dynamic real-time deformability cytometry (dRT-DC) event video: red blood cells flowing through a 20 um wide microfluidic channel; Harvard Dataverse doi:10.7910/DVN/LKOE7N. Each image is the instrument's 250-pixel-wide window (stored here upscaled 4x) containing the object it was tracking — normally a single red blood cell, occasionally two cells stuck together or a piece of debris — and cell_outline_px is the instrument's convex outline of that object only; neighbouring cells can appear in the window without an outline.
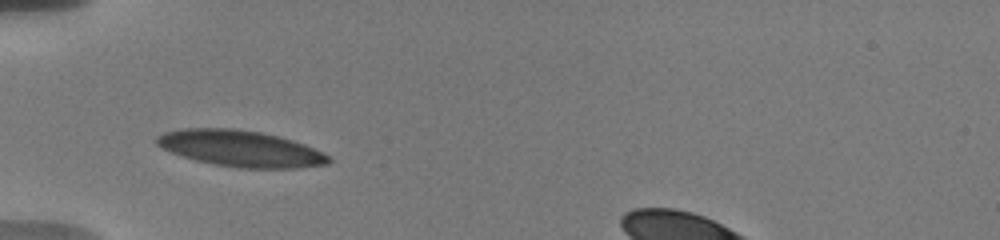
{"species": "human", "species_latin": "Homo sapiens", "temperature_condition": "warm", "stored_images_in_passage": 19, "camera_frame_rate_fps": 3000, "um_per_image_px": 0.085, "donor": {"sex": "male"}, "frame": {"image": 1, "passage_image": 1, "time_ms": 0.0, "image_size_px": [1000, 240], "cell_outline_px": [[332, 160], [328, 164], [300, 168], [240, 168], [216, 164], [196, 160], [160, 148], [156, 144], [156, 136], [164, 132], [184, 128], [236, 128], [260, 132], [292, 140], [304, 144], [332, 156]], "centroid_in_image_um": [20.47, 12.62], "position_along_channel_um": 64.5, "area_um2": 36.3}}
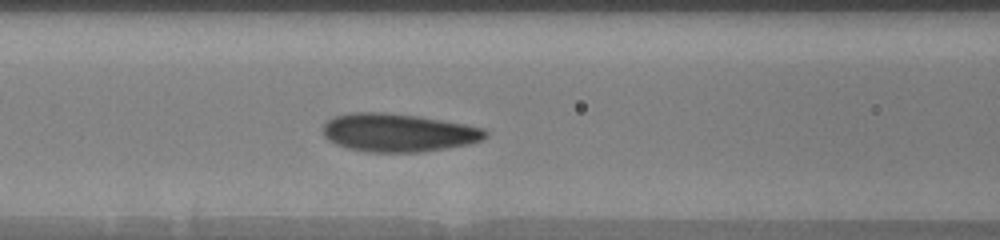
{"frame": {"image": 2, "passage_image": 11, "time_ms": 2.0, "image_size_px": [1000, 240], "cell_outline_px": [[488, 136], [484, 140], [468, 144], [424, 152], [368, 152], [348, 148], [336, 144], [328, 140], [324, 136], [324, 124], [332, 116], [348, 112], [388, 112], [420, 116], [464, 124], [484, 128], [488, 132]], "centroid_in_image_um": [33.86, 11.27], "position_along_channel_um": 132.7, "area_um2": 36.53}}
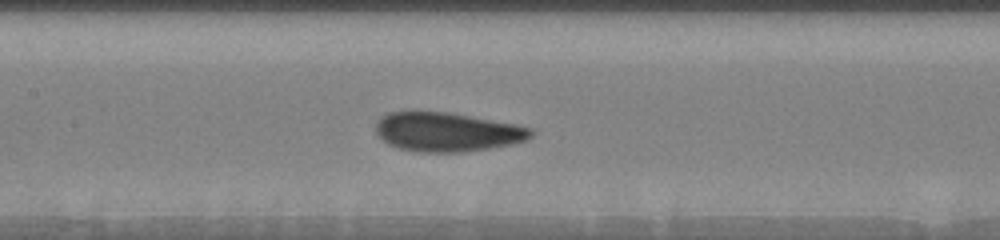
{"frame": {"image": 3, "passage_image": 17, "time_ms": 3.0, "image_size_px": [1000, 240], "cell_outline_px": [[532, 136], [528, 140], [512, 144], [464, 152], [416, 152], [400, 148], [388, 144], [376, 132], [376, 120], [380, 116], [388, 112], [408, 108], [448, 112], [516, 124], [532, 128]], "centroid_in_image_um": [37.94, 11.17], "position_along_channel_um": 169.5, "area_um2": 36.18}}